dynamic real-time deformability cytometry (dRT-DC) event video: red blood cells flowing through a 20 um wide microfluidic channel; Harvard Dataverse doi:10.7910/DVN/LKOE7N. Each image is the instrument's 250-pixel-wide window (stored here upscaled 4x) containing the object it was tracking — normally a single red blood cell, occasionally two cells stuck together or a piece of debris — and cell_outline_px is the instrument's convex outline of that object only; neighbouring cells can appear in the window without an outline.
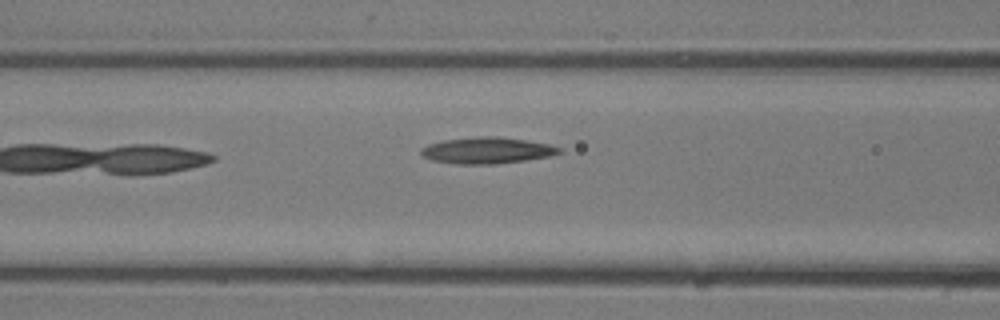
{"species": "common noctule bat (a hibernating species)", "species_latin": "Nyctalus noctula", "temperature_condition": "room temperature", "stored_images_in_passage": 14, "camera_frame_rate_fps": 3000, "um_per_image_px": 0.085, "animal": {"sex": "male", "body_mass_g": 13.3}, "frame": {"image": 1, "passage_image": 14, "time_ms": 4.333, "image_size_px": [1000, 320], "cell_outline_px": [[560, 152], [548, 156], [524, 160], [496, 164], [456, 164], [432, 160], [424, 156], [420, 152], [420, 148], [428, 144], [444, 140], [476, 136], [496, 136], [524, 140], [548, 144], [560, 148]], "centroid_in_image_um": [41.33, 12.78], "position_along_channel_um": 125.3, "area_um2": 20.98}}